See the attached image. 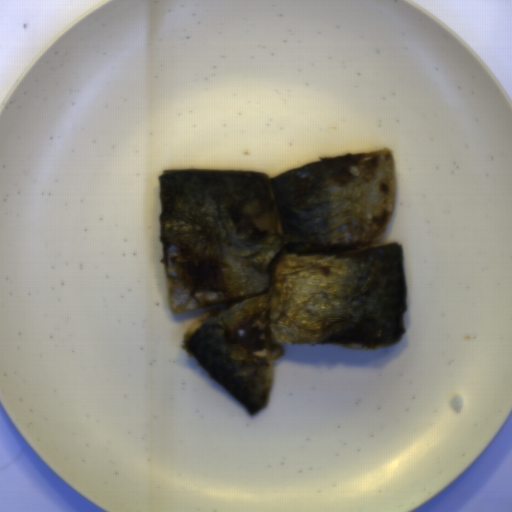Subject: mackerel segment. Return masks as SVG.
<instances>
[{
  "label": "mackerel segment",
  "instance_id": "obj_1",
  "mask_svg": "<svg viewBox=\"0 0 512 512\" xmlns=\"http://www.w3.org/2000/svg\"><path fill=\"white\" fill-rule=\"evenodd\" d=\"M158 187L168 306H215L183 343L251 415L266 406L287 345L376 351L400 342L401 245L379 242L397 201L391 149L275 177L164 169Z\"/></svg>",
  "mask_w": 512,
  "mask_h": 512
}]
</instances>
